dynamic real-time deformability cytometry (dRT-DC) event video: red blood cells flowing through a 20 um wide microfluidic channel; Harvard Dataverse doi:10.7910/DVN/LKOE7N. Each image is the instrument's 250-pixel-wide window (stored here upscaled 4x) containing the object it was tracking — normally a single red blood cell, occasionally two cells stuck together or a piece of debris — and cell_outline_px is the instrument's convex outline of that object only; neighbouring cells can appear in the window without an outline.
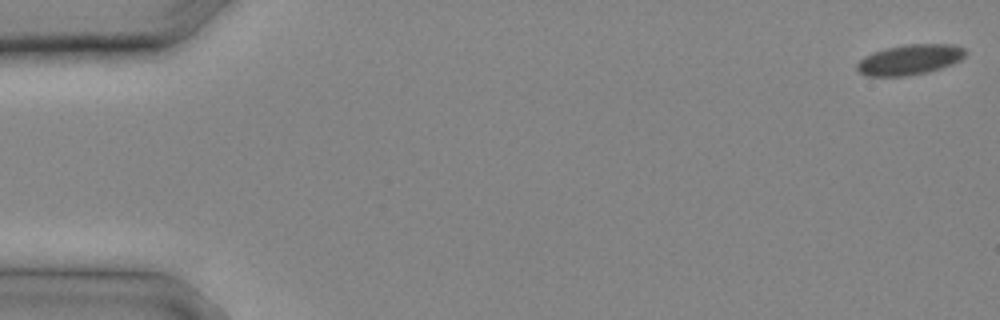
{"species": "common noctule bat (a hibernating species)", "species_latin": "Nyctalus noctula", "temperature_condition": "cold", "stored_images_in_passage": 9, "camera_frame_rate_fps": 3000, "um_per_image_px": 0.085, "animal": {"sex": "male", "body_mass_g": 20.4}, "frame": {"image": 1, "passage_image": 1, "time_ms": 0.0, "image_size_px": [1000, 320], "cell_outline_px": [[968, 52], [960, 60], [952, 64], [928, 72], [908, 76], [864, 76], [856, 68], [856, 64], [864, 56], [888, 48], [904, 44], [952, 44], [964, 48]], "centroid_in_image_um": [77.34, 5.07], "position_along_channel_um": 7.7, "area_um2": 19.13}}
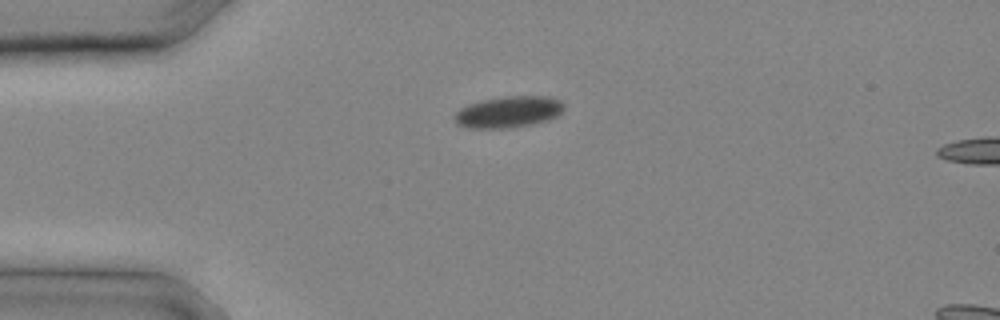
{"frame": {"image": 2, "passage_image": 7, "time_ms": 2.0, "image_size_px": [1000, 320], "cell_outline_px": [[564, 108], [556, 116], [548, 120], [532, 124], [512, 128], [468, 128], [456, 124], [456, 112], [460, 108], [468, 104], [480, 100], [504, 96], [548, 96], [560, 100], [564, 104]], "centroid_in_image_um": [43.22, 9.51], "position_along_channel_um": 41.8, "area_um2": 20.11}}